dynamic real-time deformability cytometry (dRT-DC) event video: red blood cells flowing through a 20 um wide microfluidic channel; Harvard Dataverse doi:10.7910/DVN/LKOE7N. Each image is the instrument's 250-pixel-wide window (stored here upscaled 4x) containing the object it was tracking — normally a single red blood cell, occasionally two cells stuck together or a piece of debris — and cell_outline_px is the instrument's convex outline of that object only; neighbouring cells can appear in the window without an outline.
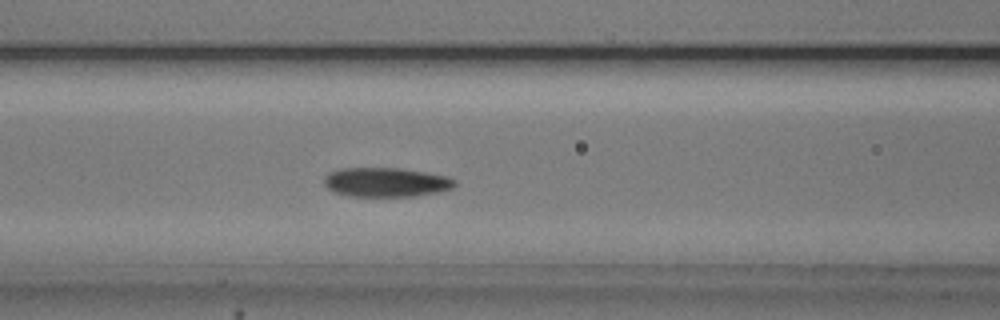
{"species": "common noctule bat (a hibernating species)", "species_latin": "Nyctalus noctula", "temperature_condition": "cold", "stored_images_in_passage": 55, "segment_of_instrument_passage": [1, 2], "camera_frame_rate_fps": 3000, "um_per_image_px": 0.085, "animal": {"sex": "male", "body_mass_g": 20.5, "forearm_length_mm": 52.5}, "frame": {"image": 1, "passage_image": 22, "time_ms": 7.0, "image_size_px": [1000, 320], "cell_outline_px": [[456, 184], [452, 188], [436, 192], [412, 196], [348, 196], [336, 192], [328, 188], [324, 184], [324, 176], [332, 172], [344, 168], [400, 168], [448, 176], [456, 180]], "centroid_in_image_um": [32.82, 15.48], "position_along_channel_um": 133.8, "area_um2": 22.08}}
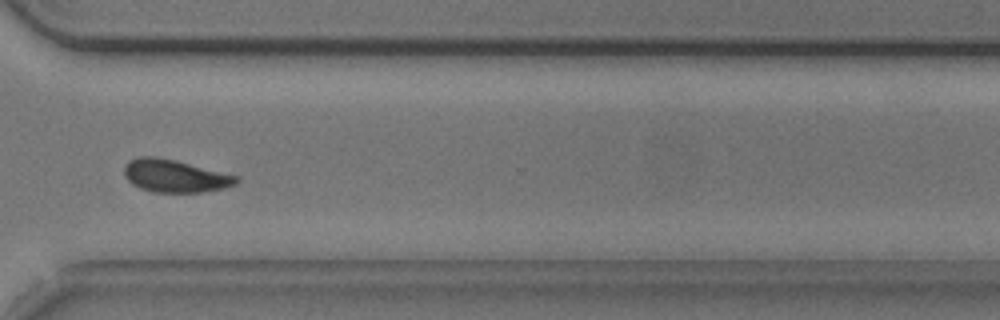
{"frame": {"image": 2, "passage_image": 40, "time_ms": 13.0, "image_size_px": [1000, 320], "cell_outline_px": [[240, 180], [236, 184], [224, 188], [200, 192], [152, 192], [140, 188], [132, 184], [124, 176], [124, 164], [128, 160], [140, 156], [156, 156], [176, 160], [240, 176]], "centroid_in_image_um": [14.86, 14.94], "position_along_channel_um": 355.7, "area_um2": 21.62}}
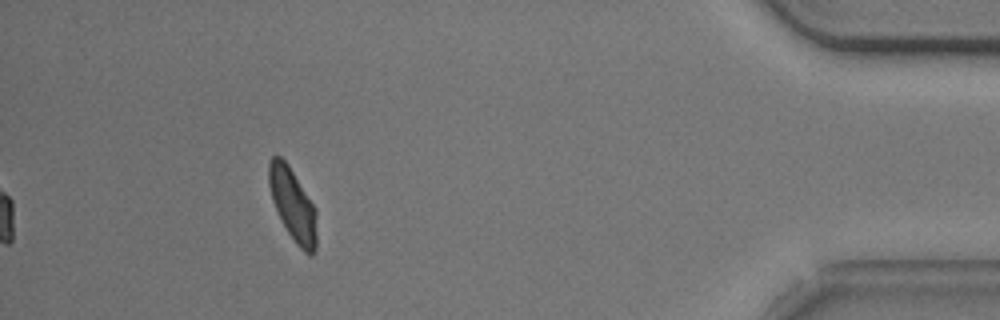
{"frame": {"image": 3, "passage_image": 49, "time_ms": 16.0, "image_size_px": [1000, 320], "cell_outline_px": [[316, 248], [312, 256], [308, 256], [296, 244], [288, 232], [272, 200], [268, 184], [268, 164], [272, 156], [280, 156], [288, 164], [316, 208]], "centroid_in_image_um": [24.89, 17.4], "position_along_channel_um": 410.3, "area_um2": 20.11}}